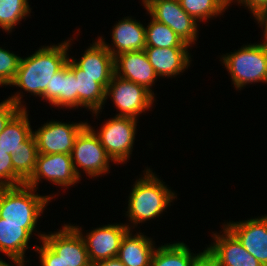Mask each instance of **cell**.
I'll use <instances>...</instances> for the list:
<instances>
[{
  "label": "cell",
  "instance_id": "1",
  "mask_svg": "<svg viewBox=\"0 0 267 266\" xmlns=\"http://www.w3.org/2000/svg\"><path fill=\"white\" fill-rule=\"evenodd\" d=\"M73 39L68 38L56 45L39 47L32 55L21 57L18 70L13 82L9 86L19 87L21 91L8 96L18 107L26 109L23 99V91L30 93L34 97L42 98L46 88H50L52 76L58 72L69 58V48ZM72 40V41H71Z\"/></svg>",
  "mask_w": 267,
  "mask_h": 266
},
{
  "label": "cell",
  "instance_id": "2",
  "mask_svg": "<svg viewBox=\"0 0 267 266\" xmlns=\"http://www.w3.org/2000/svg\"><path fill=\"white\" fill-rule=\"evenodd\" d=\"M152 171L150 167H146L143 177L136 179L129 193L127 211L124 214L130 222L125 224L132 231L138 224L160 217L169 209L171 202L177 199L176 192Z\"/></svg>",
  "mask_w": 267,
  "mask_h": 266
},
{
  "label": "cell",
  "instance_id": "3",
  "mask_svg": "<svg viewBox=\"0 0 267 266\" xmlns=\"http://www.w3.org/2000/svg\"><path fill=\"white\" fill-rule=\"evenodd\" d=\"M26 184L13 187H0L1 222L23 224L31 235L36 234L39 218L46 206L56 195H40ZM35 232V233H34Z\"/></svg>",
  "mask_w": 267,
  "mask_h": 266
},
{
  "label": "cell",
  "instance_id": "4",
  "mask_svg": "<svg viewBox=\"0 0 267 266\" xmlns=\"http://www.w3.org/2000/svg\"><path fill=\"white\" fill-rule=\"evenodd\" d=\"M219 61L230 74L236 90L253 83L267 84V45L261 41L244 44L234 52L223 54Z\"/></svg>",
  "mask_w": 267,
  "mask_h": 266
},
{
  "label": "cell",
  "instance_id": "5",
  "mask_svg": "<svg viewBox=\"0 0 267 266\" xmlns=\"http://www.w3.org/2000/svg\"><path fill=\"white\" fill-rule=\"evenodd\" d=\"M104 122L97 130L91 124L88 125L98 135L113 164H127L134 150L139 120L133 117L113 116Z\"/></svg>",
  "mask_w": 267,
  "mask_h": 266
},
{
  "label": "cell",
  "instance_id": "6",
  "mask_svg": "<svg viewBox=\"0 0 267 266\" xmlns=\"http://www.w3.org/2000/svg\"><path fill=\"white\" fill-rule=\"evenodd\" d=\"M71 159L76 174L80 179L83 176L81 175L82 171L91 179L109 174L110 162H113L106 153L105 148L101 145L98 135L88 124L75 139L71 151Z\"/></svg>",
  "mask_w": 267,
  "mask_h": 266
},
{
  "label": "cell",
  "instance_id": "7",
  "mask_svg": "<svg viewBox=\"0 0 267 266\" xmlns=\"http://www.w3.org/2000/svg\"><path fill=\"white\" fill-rule=\"evenodd\" d=\"M106 101L111 99L117 112L115 116L133 117L153 108L155 97L137 83L122 79L115 74L111 78L105 92Z\"/></svg>",
  "mask_w": 267,
  "mask_h": 266
},
{
  "label": "cell",
  "instance_id": "8",
  "mask_svg": "<svg viewBox=\"0 0 267 266\" xmlns=\"http://www.w3.org/2000/svg\"><path fill=\"white\" fill-rule=\"evenodd\" d=\"M42 179L64 187V191L81 181L74 169L71 154L65 153H38L34 173L25 184L38 190V184Z\"/></svg>",
  "mask_w": 267,
  "mask_h": 266
},
{
  "label": "cell",
  "instance_id": "9",
  "mask_svg": "<svg viewBox=\"0 0 267 266\" xmlns=\"http://www.w3.org/2000/svg\"><path fill=\"white\" fill-rule=\"evenodd\" d=\"M86 122L72 123L55 120L47 121L40 128L33 131L38 153L71 154L74 142L80 131L87 125Z\"/></svg>",
  "mask_w": 267,
  "mask_h": 266
},
{
  "label": "cell",
  "instance_id": "10",
  "mask_svg": "<svg viewBox=\"0 0 267 266\" xmlns=\"http://www.w3.org/2000/svg\"><path fill=\"white\" fill-rule=\"evenodd\" d=\"M147 14L169 26L191 47L198 40V22L181 7L179 0H153L146 8Z\"/></svg>",
  "mask_w": 267,
  "mask_h": 266
},
{
  "label": "cell",
  "instance_id": "11",
  "mask_svg": "<svg viewBox=\"0 0 267 266\" xmlns=\"http://www.w3.org/2000/svg\"><path fill=\"white\" fill-rule=\"evenodd\" d=\"M73 226L81 233L85 241L91 264L117 257L122 238L130 230L125 223H110L93 228L84 235L82 227L77 224Z\"/></svg>",
  "mask_w": 267,
  "mask_h": 266
},
{
  "label": "cell",
  "instance_id": "12",
  "mask_svg": "<svg viewBox=\"0 0 267 266\" xmlns=\"http://www.w3.org/2000/svg\"><path fill=\"white\" fill-rule=\"evenodd\" d=\"M58 231L44 233L43 241L61 258L66 266H91L81 233L64 223Z\"/></svg>",
  "mask_w": 267,
  "mask_h": 266
},
{
  "label": "cell",
  "instance_id": "13",
  "mask_svg": "<svg viewBox=\"0 0 267 266\" xmlns=\"http://www.w3.org/2000/svg\"><path fill=\"white\" fill-rule=\"evenodd\" d=\"M224 225L242 244L245 250L255 257L262 266H267V215L248 218L242 221H226Z\"/></svg>",
  "mask_w": 267,
  "mask_h": 266
},
{
  "label": "cell",
  "instance_id": "14",
  "mask_svg": "<svg viewBox=\"0 0 267 266\" xmlns=\"http://www.w3.org/2000/svg\"><path fill=\"white\" fill-rule=\"evenodd\" d=\"M114 74L122 79L139 84L156 97V94L152 91V86L159 77L144 50L125 52L115 56Z\"/></svg>",
  "mask_w": 267,
  "mask_h": 266
},
{
  "label": "cell",
  "instance_id": "15",
  "mask_svg": "<svg viewBox=\"0 0 267 266\" xmlns=\"http://www.w3.org/2000/svg\"><path fill=\"white\" fill-rule=\"evenodd\" d=\"M221 229L219 233L212 232L214 242L206 247L218 266H262L224 225Z\"/></svg>",
  "mask_w": 267,
  "mask_h": 266
},
{
  "label": "cell",
  "instance_id": "16",
  "mask_svg": "<svg viewBox=\"0 0 267 266\" xmlns=\"http://www.w3.org/2000/svg\"><path fill=\"white\" fill-rule=\"evenodd\" d=\"M112 43L98 38L104 43L109 53L115 57L121 53L144 50L146 47V29L140 20L126 16L112 26ZM108 43V44H107Z\"/></svg>",
  "mask_w": 267,
  "mask_h": 266
},
{
  "label": "cell",
  "instance_id": "17",
  "mask_svg": "<svg viewBox=\"0 0 267 266\" xmlns=\"http://www.w3.org/2000/svg\"><path fill=\"white\" fill-rule=\"evenodd\" d=\"M75 77V63L70 59L52 76L50 88L42 95V99L49 105L58 108H77V85Z\"/></svg>",
  "mask_w": 267,
  "mask_h": 266
},
{
  "label": "cell",
  "instance_id": "18",
  "mask_svg": "<svg viewBox=\"0 0 267 266\" xmlns=\"http://www.w3.org/2000/svg\"><path fill=\"white\" fill-rule=\"evenodd\" d=\"M189 48V49H188ZM191 47H145L144 52L160 78H175L191 65Z\"/></svg>",
  "mask_w": 267,
  "mask_h": 266
},
{
  "label": "cell",
  "instance_id": "19",
  "mask_svg": "<svg viewBox=\"0 0 267 266\" xmlns=\"http://www.w3.org/2000/svg\"><path fill=\"white\" fill-rule=\"evenodd\" d=\"M77 109L83 107L98 119L105 106V92L112 77H91L75 64ZM103 107V108H102Z\"/></svg>",
  "mask_w": 267,
  "mask_h": 266
},
{
  "label": "cell",
  "instance_id": "20",
  "mask_svg": "<svg viewBox=\"0 0 267 266\" xmlns=\"http://www.w3.org/2000/svg\"><path fill=\"white\" fill-rule=\"evenodd\" d=\"M129 230L122 238L117 258L124 266H150L152 255L156 249L153 238Z\"/></svg>",
  "mask_w": 267,
  "mask_h": 266
},
{
  "label": "cell",
  "instance_id": "21",
  "mask_svg": "<svg viewBox=\"0 0 267 266\" xmlns=\"http://www.w3.org/2000/svg\"><path fill=\"white\" fill-rule=\"evenodd\" d=\"M33 237L23 224L1 222L0 218V252L4 253L14 265H26V251L31 248L30 240ZM29 246V247H28Z\"/></svg>",
  "mask_w": 267,
  "mask_h": 266
},
{
  "label": "cell",
  "instance_id": "22",
  "mask_svg": "<svg viewBox=\"0 0 267 266\" xmlns=\"http://www.w3.org/2000/svg\"><path fill=\"white\" fill-rule=\"evenodd\" d=\"M84 74L91 77H112L114 75V57L106 49L104 43L97 38L77 60L70 58Z\"/></svg>",
  "mask_w": 267,
  "mask_h": 266
},
{
  "label": "cell",
  "instance_id": "23",
  "mask_svg": "<svg viewBox=\"0 0 267 266\" xmlns=\"http://www.w3.org/2000/svg\"><path fill=\"white\" fill-rule=\"evenodd\" d=\"M28 108L21 109L0 133V150L13 155L32 134Z\"/></svg>",
  "mask_w": 267,
  "mask_h": 266
},
{
  "label": "cell",
  "instance_id": "24",
  "mask_svg": "<svg viewBox=\"0 0 267 266\" xmlns=\"http://www.w3.org/2000/svg\"><path fill=\"white\" fill-rule=\"evenodd\" d=\"M198 254L184 242L165 243L154 250L150 266H190Z\"/></svg>",
  "mask_w": 267,
  "mask_h": 266
},
{
  "label": "cell",
  "instance_id": "25",
  "mask_svg": "<svg viewBox=\"0 0 267 266\" xmlns=\"http://www.w3.org/2000/svg\"><path fill=\"white\" fill-rule=\"evenodd\" d=\"M182 9L198 23L222 16L228 10V0H179Z\"/></svg>",
  "mask_w": 267,
  "mask_h": 266
},
{
  "label": "cell",
  "instance_id": "26",
  "mask_svg": "<svg viewBox=\"0 0 267 266\" xmlns=\"http://www.w3.org/2000/svg\"><path fill=\"white\" fill-rule=\"evenodd\" d=\"M38 149L32 134L11 156L14 172L26 183L34 173Z\"/></svg>",
  "mask_w": 267,
  "mask_h": 266
},
{
  "label": "cell",
  "instance_id": "27",
  "mask_svg": "<svg viewBox=\"0 0 267 266\" xmlns=\"http://www.w3.org/2000/svg\"><path fill=\"white\" fill-rule=\"evenodd\" d=\"M146 29V47L170 48L191 47L185 43L169 26L150 18Z\"/></svg>",
  "mask_w": 267,
  "mask_h": 266
},
{
  "label": "cell",
  "instance_id": "28",
  "mask_svg": "<svg viewBox=\"0 0 267 266\" xmlns=\"http://www.w3.org/2000/svg\"><path fill=\"white\" fill-rule=\"evenodd\" d=\"M28 0H0V29L13 32L20 21L31 14Z\"/></svg>",
  "mask_w": 267,
  "mask_h": 266
},
{
  "label": "cell",
  "instance_id": "29",
  "mask_svg": "<svg viewBox=\"0 0 267 266\" xmlns=\"http://www.w3.org/2000/svg\"><path fill=\"white\" fill-rule=\"evenodd\" d=\"M21 57L0 47V87L9 86L17 73Z\"/></svg>",
  "mask_w": 267,
  "mask_h": 266
},
{
  "label": "cell",
  "instance_id": "30",
  "mask_svg": "<svg viewBox=\"0 0 267 266\" xmlns=\"http://www.w3.org/2000/svg\"><path fill=\"white\" fill-rule=\"evenodd\" d=\"M11 156L0 150V187H13L25 184L14 172Z\"/></svg>",
  "mask_w": 267,
  "mask_h": 266
},
{
  "label": "cell",
  "instance_id": "31",
  "mask_svg": "<svg viewBox=\"0 0 267 266\" xmlns=\"http://www.w3.org/2000/svg\"><path fill=\"white\" fill-rule=\"evenodd\" d=\"M45 232L41 233V231L35 235L40 239L41 243L38 245H33L34 251L39 254V262L41 266H66L65 263L61 260V258L43 241V235Z\"/></svg>",
  "mask_w": 267,
  "mask_h": 266
},
{
  "label": "cell",
  "instance_id": "32",
  "mask_svg": "<svg viewBox=\"0 0 267 266\" xmlns=\"http://www.w3.org/2000/svg\"><path fill=\"white\" fill-rule=\"evenodd\" d=\"M21 110L9 97L0 102V133L8 122Z\"/></svg>",
  "mask_w": 267,
  "mask_h": 266
},
{
  "label": "cell",
  "instance_id": "33",
  "mask_svg": "<svg viewBox=\"0 0 267 266\" xmlns=\"http://www.w3.org/2000/svg\"><path fill=\"white\" fill-rule=\"evenodd\" d=\"M238 3L246 7L255 18L260 12L267 8V0H232L230 4Z\"/></svg>",
  "mask_w": 267,
  "mask_h": 266
},
{
  "label": "cell",
  "instance_id": "34",
  "mask_svg": "<svg viewBox=\"0 0 267 266\" xmlns=\"http://www.w3.org/2000/svg\"><path fill=\"white\" fill-rule=\"evenodd\" d=\"M190 266H218L215 257L207 250L199 251V254L192 260Z\"/></svg>",
  "mask_w": 267,
  "mask_h": 266
},
{
  "label": "cell",
  "instance_id": "35",
  "mask_svg": "<svg viewBox=\"0 0 267 266\" xmlns=\"http://www.w3.org/2000/svg\"><path fill=\"white\" fill-rule=\"evenodd\" d=\"M259 24V26L262 28L263 32V39L262 42L267 45V8L264 9L262 12H260L255 18H254Z\"/></svg>",
  "mask_w": 267,
  "mask_h": 266
},
{
  "label": "cell",
  "instance_id": "36",
  "mask_svg": "<svg viewBox=\"0 0 267 266\" xmlns=\"http://www.w3.org/2000/svg\"><path fill=\"white\" fill-rule=\"evenodd\" d=\"M91 266H124V264L117 257H115L93 263Z\"/></svg>",
  "mask_w": 267,
  "mask_h": 266
},
{
  "label": "cell",
  "instance_id": "37",
  "mask_svg": "<svg viewBox=\"0 0 267 266\" xmlns=\"http://www.w3.org/2000/svg\"><path fill=\"white\" fill-rule=\"evenodd\" d=\"M0 266H14L10 265V263H7L6 260L4 261L3 259L0 258ZM16 266H27V265H16Z\"/></svg>",
  "mask_w": 267,
  "mask_h": 266
},
{
  "label": "cell",
  "instance_id": "38",
  "mask_svg": "<svg viewBox=\"0 0 267 266\" xmlns=\"http://www.w3.org/2000/svg\"><path fill=\"white\" fill-rule=\"evenodd\" d=\"M153 0H142V4L144 6V8H146Z\"/></svg>",
  "mask_w": 267,
  "mask_h": 266
}]
</instances>
